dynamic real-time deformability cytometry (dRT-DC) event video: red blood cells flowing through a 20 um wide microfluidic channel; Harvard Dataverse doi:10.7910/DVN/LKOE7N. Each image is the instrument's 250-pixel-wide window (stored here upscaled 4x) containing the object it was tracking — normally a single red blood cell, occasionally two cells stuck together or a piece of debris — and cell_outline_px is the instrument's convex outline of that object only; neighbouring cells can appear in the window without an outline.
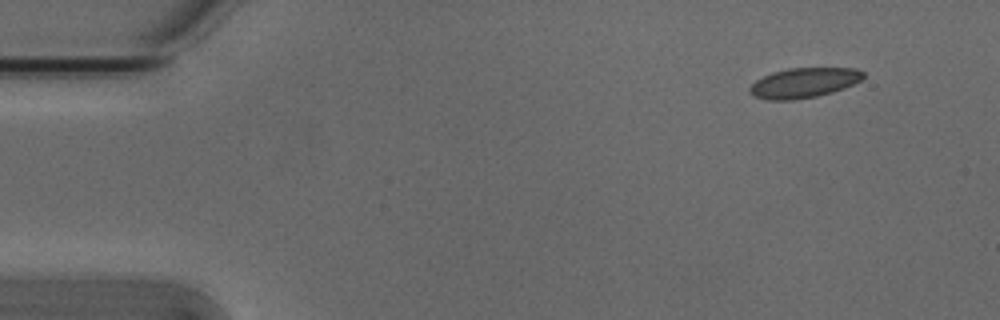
{"species": "Egyptian fruit bat (a non-hibernating species)", "species_latin": "Rousettus aegyptiacus", "temperature_condition": "cold", "stored_images_in_passage": 3, "camera_frame_rate_fps": 3000, "um_per_image_px": 0.085, "animal": {"sex": "male"}, "frame": {"image": 1, "passage_image": 1, "time_ms": 0.0, "image_size_px": [1000, 320], "cell_outline_px": [[864, 76], [860, 80], [844, 88], [832, 92], [816, 96], [792, 100], [764, 100], [752, 96], [748, 92], [748, 88], [756, 80], [772, 72], [788, 68], [856, 68], [864, 72]], "centroid_in_image_um": [68.28, 7.04], "position_along_channel_um": 16.7, "area_um2": 19.88}}
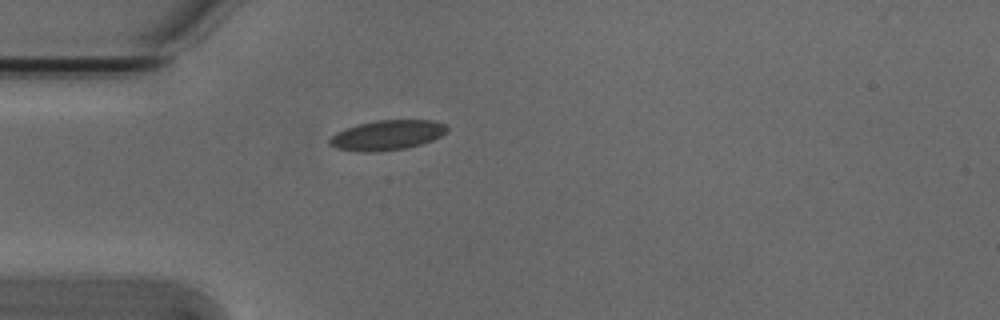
{"frame": {"image": 2, "passage_image": 3, "time_ms": 0.667, "image_size_px": [1000, 320], "cell_outline_px": [[448, 132], [432, 140], [420, 144], [404, 148], [380, 152], [364, 152], [336, 148], [328, 144], [328, 140], [336, 132], [344, 128], [356, 124], [376, 120], [432, 120], [444, 124], [448, 128]], "centroid_in_image_um": [32.87, 11.48], "position_along_channel_um": 52.1, "area_um2": 20.58}}